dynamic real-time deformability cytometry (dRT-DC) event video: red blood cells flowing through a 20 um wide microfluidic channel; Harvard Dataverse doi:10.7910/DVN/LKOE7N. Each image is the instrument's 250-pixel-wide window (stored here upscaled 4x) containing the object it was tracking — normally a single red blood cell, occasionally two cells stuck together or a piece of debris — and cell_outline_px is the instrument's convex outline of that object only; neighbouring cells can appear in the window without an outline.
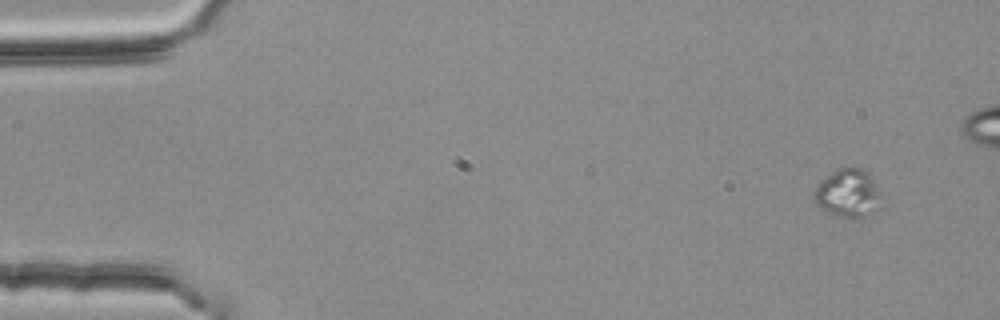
{"species": "common noctule bat (a hibernating species)", "species_latin": "Nyctalus noctula", "temperature_condition": "room temperature", "stored_images_in_passage": 5, "camera_frame_rate_fps": 3000, "um_per_image_px": 0.085, "animal": {"sex": "female", "body_mass_g": 25.1}, "frame": {"image": 1, "passage_image": 1, "time_ms": 0.0, "image_size_px": [1000, 320], "cell_outline_px": [[880, 208], [864, 216], [836, 216], [828, 212], [816, 204], [816, 188], [832, 172], [840, 168], [864, 168], [868, 172], [872, 180], [876, 192]], "centroid_in_image_um": [72.07, 16.42], "position_along_channel_um": 12.9, "area_um2": 17.69}}